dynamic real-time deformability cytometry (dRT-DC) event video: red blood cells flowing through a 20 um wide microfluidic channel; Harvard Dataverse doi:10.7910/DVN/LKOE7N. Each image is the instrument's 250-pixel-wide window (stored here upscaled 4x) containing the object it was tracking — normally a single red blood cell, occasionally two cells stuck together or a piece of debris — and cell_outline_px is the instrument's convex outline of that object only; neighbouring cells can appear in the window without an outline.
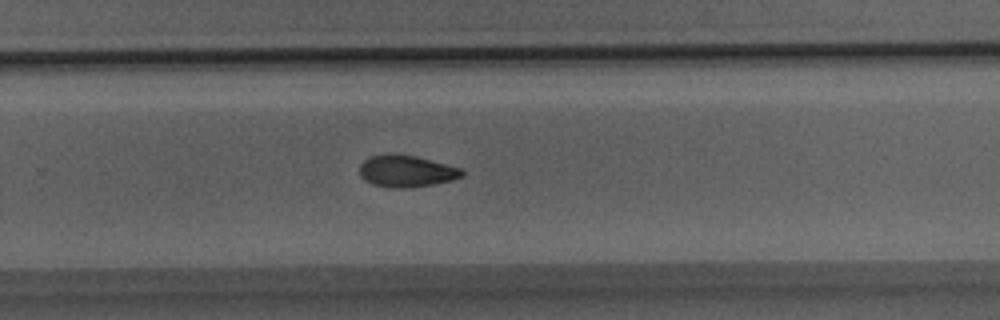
{"species": "Egyptian fruit bat (a non-hibernating species)", "species_latin": "Rousettus aegyptiacus", "temperature_condition": "room temperature", "stored_images_in_passage": 33, "camera_frame_rate_fps": 3000, "um_per_image_px": 0.085, "animal": {"sex": "male"}, "frame": {"image": 1, "passage_image": 22, "time_ms": 7.0, "image_size_px": [1000, 320], "cell_outline_px": [[464, 176], [452, 180], [432, 184], [408, 188], [388, 188], [372, 184], [364, 180], [360, 176], [360, 164], [368, 156], [396, 152], [416, 156], [460, 168], [464, 172]], "centroid_in_image_um": [34.5, 14.54], "position_along_channel_um": 295.3, "area_um2": 19.25}}
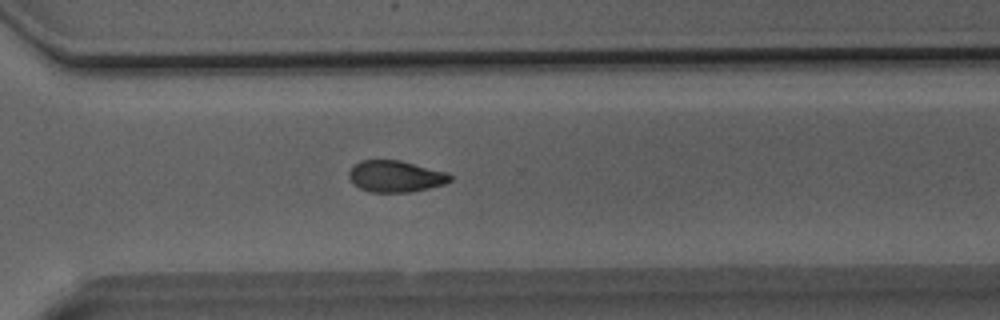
{"frame": {"image": 2, "passage_image": 24, "time_ms": 7.667, "image_size_px": [1000, 320], "cell_outline_px": [[452, 180], [444, 184], [428, 188], [408, 192], [368, 192], [352, 184], [348, 176], [348, 172], [352, 164], [360, 160], [400, 160], [448, 172], [452, 176]], "centroid_in_image_um": [33.58, 14.98], "position_along_channel_um": 337.0, "area_um2": 18.84}}
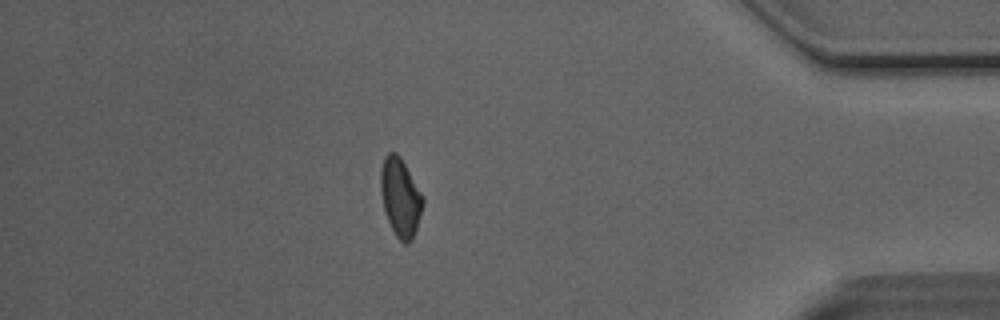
{"frame": {"image": 3, "passage_image": 29, "time_ms": 9.333, "image_size_px": [1000, 320], "cell_outline_px": [[424, 204], [412, 240], [408, 244], [404, 244], [396, 236], [388, 220], [384, 208], [380, 192], [380, 172], [384, 156], [388, 152], [396, 152], [400, 156], [424, 196]], "centroid_in_image_um": [34.03, 16.75], "position_along_channel_um": 401.2, "area_um2": 19.36}}